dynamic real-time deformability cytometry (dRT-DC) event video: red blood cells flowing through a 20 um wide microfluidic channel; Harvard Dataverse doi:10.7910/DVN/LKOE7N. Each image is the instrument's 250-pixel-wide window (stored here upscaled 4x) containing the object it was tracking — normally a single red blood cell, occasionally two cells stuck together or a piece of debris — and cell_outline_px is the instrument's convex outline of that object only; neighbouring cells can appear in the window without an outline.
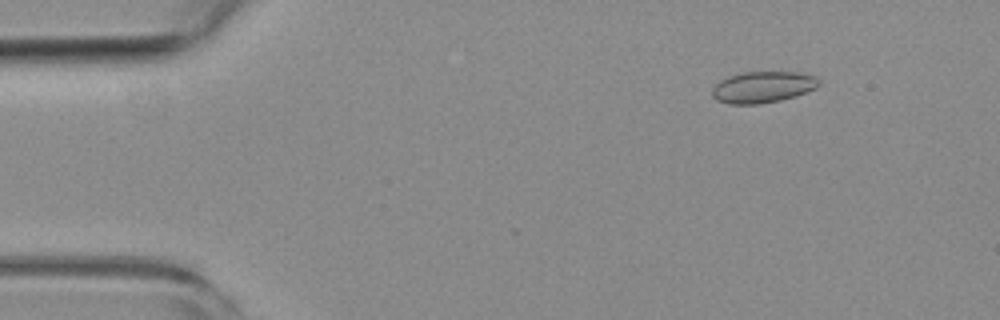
{"species": "common noctule bat (a hibernating species)", "species_latin": "Nyctalus noctula", "temperature_condition": "room temperature", "stored_images_in_passage": 55, "camera_frame_rate_fps": 3000, "um_per_image_px": 0.085, "animal": {"sex": "female", "body_mass_g": 19.3, "forearm_length_mm": 54.1}, "frame": {"image": 1, "passage_image": 7, "time_ms": 2.0, "image_size_px": [1000, 320], "cell_outline_px": [[820, 84], [816, 88], [796, 96], [780, 100], [760, 104], [728, 104], [716, 100], [712, 96], [712, 88], [720, 80], [728, 76], [740, 72], [800, 72], [816, 76], [820, 80]], "centroid_in_image_um": [64.84, 7.4], "position_along_channel_um": 20.2, "area_um2": 19.77}}
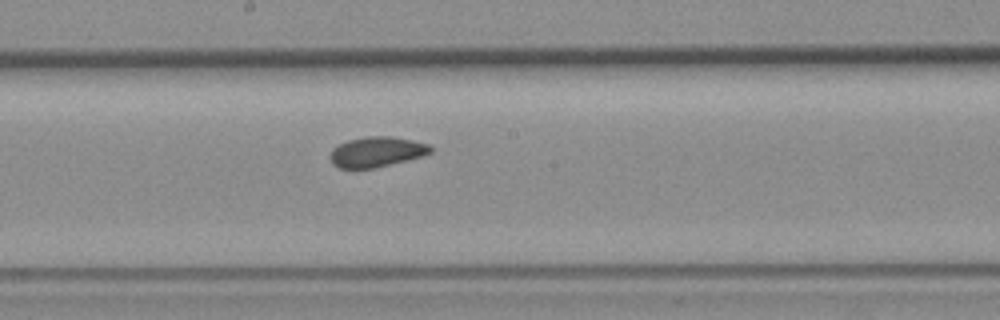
{"frame": {"image": 2, "passage_image": 29, "time_ms": 9.333, "image_size_px": [1000, 320], "cell_outline_px": [[432, 152], [424, 156], [376, 168], [340, 168], [332, 164], [328, 156], [332, 148], [348, 140], [368, 136], [392, 136], [412, 140], [428, 144], [432, 148]], "centroid_in_image_um": [32.01, 12.91], "position_along_channel_um": 216.2, "area_um2": 17.86}}
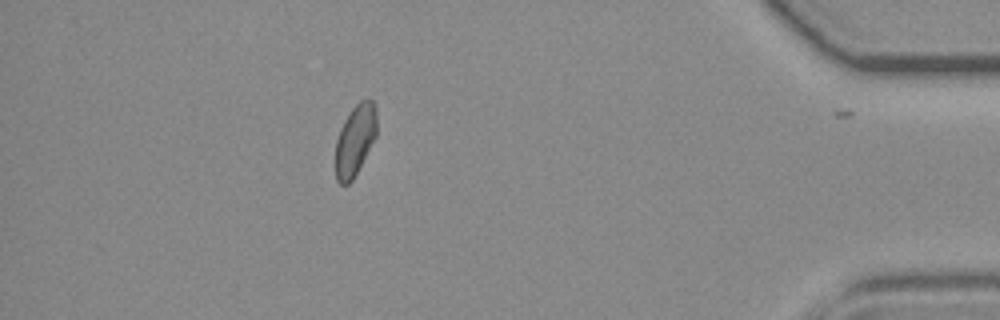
{"frame": {"image": 3, "passage_image": 48, "time_ms": 15.667, "image_size_px": [1000, 320], "cell_outline_px": [[376, 136], [352, 180], [348, 184], [340, 184], [336, 180], [336, 140], [340, 128], [344, 120], [352, 108], [360, 100], [372, 100], [376, 104]], "centroid_in_image_um": [30.18, 11.88], "position_along_channel_um": 405.0, "area_um2": 16.88}, "authors_computed_cell_mechanics": {"area_um2": 17.9758, "velocity_mm_per_s": 3.8183, "shape_relaxation_time_tau1_ms": 7.7291, "shape_relaxation_time_tau2_ms": 2.0788, "deformation_change_tau1": 0.0875, "deformation_change_tau2": 0.0472}}